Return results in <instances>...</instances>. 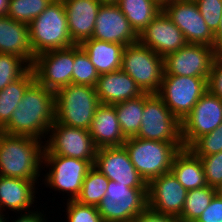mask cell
<instances>
[{
	"label": "cell",
	"mask_w": 222,
	"mask_h": 222,
	"mask_svg": "<svg viewBox=\"0 0 222 222\" xmlns=\"http://www.w3.org/2000/svg\"><path fill=\"white\" fill-rule=\"evenodd\" d=\"M55 121V92L36 80L26 89L9 122L0 130L6 134L46 138Z\"/></svg>",
	"instance_id": "obj_1"
},
{
	"label": "cell",
	"mask_w": 222,
	"mask_h": 222,
	"mask_svg": "<svg viewBox=\"0 0 222 222\" xmlns=\"http://www.w3.org/2000/svg\"><path fill=\"white\" fill-rule=\"evenodd\" d=\"M44 141L0 131V176L41 181Z\"/></svg>",
	"instance_id": "obj_2"
},
{
	"label": "cell",
	"mask_w": 222,
	"mask_h": 222,
	"mask_svg": "<svg viewBox=\"0 0 222 222\" xmlns=\"http://www.w3.org/2000/svg\"><path fill=\"white\" fill-rule=\"evenodd\" d=\"M30 44L37 55L74 46L68 29L66 10L62 0H53L29 24Z\"/></svg>",
	"instance_id": "obj_3"
},
{
	"label": "cell",
	"mask_w": 222,
	"mask_h": 222,
	"mask_svg": "<svg viewBox=\"0 0 222 222\" xmlns=\"http://www.w3.org/2000/svg\"><path fill=\"white\" fill-rule=\"evenodd\" d=\"M99 104L95 87L69 84L55 92V121L89 130Z\"/></svg>",
	"instance_id": "obj_4"
},
{
	"label": "cell",
	"mask_w": 222,
	"mask_h": 222,
	"mask_svg": "<svg viewBox=\"0 0 222 222\" xmlns=\"http://www.w3.org/2000/svg\"><path fill=\"white\" fill-rule=\"evenodd\" d=\"M123 146L139 175L148 184L152 179L170 172L179 149L171 142L129 137Z\"/></svg>",
	"instance_id": "obj_5"
},
{
	"label": "cell",
	"mask_w": 222,
	"mask_h": 222,
	"mask_svg": "<svg viewBox=\"0 0 222 222\" xmlns=\"http://www.w3.org/2000/svg\"><path fill=\"white\" fill-rule=\"evenodd\" d=\"M121 70L126 72L144 93L156 94L164 77V57L139 42L124 47Z\"/></svg>",
	"instance_id": "obj_6"
},
{
	"label": "cell",
	"mask_w": 222,
	"mask_h": 222,
	"mask_svg": "<svg viewBox=\"0 0 222 222\" xmlns=\"http://www.w3.org/2000/svg\"><path fill=\"white\" fill-rule=\"evenodd\" d=\"M95 160H81L77 158L43 155V168L49 171L43 175L42 182L55 191H62L69 196L67 201L76 200L81 193L82 184L93 167Z\"/></svg>",
	"instance_id": "obj_7"
},
{
	"label": "cell",
	"mask_w": 222,
	"mask_h": 222,
	"mask_svg": "<svg viewBox=\"0 0 222 222\" xmlns=\"http://www.w3.org/2000/svg\"><path fill=\"white\" fill-rule=\"evenodd\" d=\"M147 206V188H130L109 180L106 194L97 208L103 222H131Z\"/></svg>",
	"instance_id": "obj_8"
},
{
	"label": "cell",
	"mask_w": 222,
	"mask_h": 222,
	"mask_svg": "<svg viewBox=\"0 0 222 222\" xmlns=\"http://www.w3.org/2000/svg\"><path fill=\"white\" fill-rule=\"evenodd\" d=\"M141 118V128L135 137L171 142L179 150L184 148L181 138V122L157 94H152L145 101Z\"/></svg>",
	"instance_id": "obj_9"
},
{
	"label": "cell",
	"mask_w": 222,
	"mask_h": 222,
	"mask_svg": "<svg viewBox=\"0 0 222 222\" xmlns=\"http://www.w3.org/2000/svg\"><path fill=\"white\" fill-rule=\"evenodd\" d=\"M207 91L205 78L164 75L161 87L156 94L173 115L182 122Z\"/></svg>",
	"instance_id": "obj_10"
},
{
	"label": "cell",
	"mask_w": 222,
	"mask_h": 222,
	"mask_svg": "<svg viewBox=\"0 0 222 222\" xmlns=\"http://www.w3.org/2000/svg\"><path fill=\"white\" fill-rule=\"evenodd\" d=\"M47 138L43 155H59L81 160L96 159L98 148L87 129L70 127L54 121Z\"/></svg>",
	"instance_id": "obj_11"
},
{
	"label": "cell",
	"mask_w": 222,
	"mask_h": 222,
	"mask_svg": "<svg viewBox=\"0 0 222 222\" xmlns=\"http://www.w3.org/2000/svg\"><path fill=\"white\" fill-rule=\"evenodd\" d=\"M74 60L75 45L37 55L31 66L35 80L53 92L72 84Z\"/></svg>",
	"instance_id": "obj_12"
},
{
	"label": "cell",
	"mask_w": 222,
	"mask_h": 222,
	"mask_svg": "<svg viewBox=\"0 0 222 222\" xmlns=\"http://www.w3.org/2000/svg\"><path fill=\"white\" fill-rule=\"evenodd\" d=\"M162 11L182 31L187 43L214 47L215 34L206 25L194 0H172Z\"/></svg>",
	"instance_id": "obj_13"
},
{
	"label": "cell",
	"mask_w": 222,
	"mask_h": 222,
	"mask_svg": "<svg viewBox=\"0 0 222 222\" xmlns=\"http://www.w3.org/2000/svg\"><path fill=\"white\" fill-rule=\"evenodd\" d=\"M216 55L214 47L187 43L164 57V75L201 77L208 81Z\"/></svg>",
	"instance_id": "obj_14"
},
{
	"label": "cell",
	"mask_w": 222,
	"mask_h": 222,
	"mask_svg": "<svg viewBox=\"0 0 222 222\" xmlns=\"http://www.w3.org/2000/svg\"><path fill=\"white\" fill-rule=\"evenodd\" d=\"M222 123V99L207 91L181 122V138L188 148L197 138L214 131Z\"/></svg>",
	"instance_id": "obj_15"
},
{
	"label": "cell",
	"mask_w": 222,
	"mask_h": 222,
	"mask_svg": "<svg viewBox=\"0 0 222 222\" xmlns=\"http://www.w3.org/2000/svg\"><path fill=\"white\" fill-rule=\"evenodd\" d=\"M188 190L170 171L147 184L148 207L176 219L181 215Z\"/></svg>",
	"instance_id": "obj_16"
},
{
	"label": "cell",
	"mask_w": 222,
	"mask_h": 222,
	"mask_svg": "<svg viewBox=\"0 0 222 222\" xmlns=\"http://www.w3.org/2000/svg\"><path fill=\"white\" fill-rule=\"evenodd\" d=\"M93 166L109 180L130 188H147V183L132 164L124 146L99 148Z\"/></svg>",
	"instance_id": "obj_17"
},
{
	"label": "cell",
	"mask_w": 222,
	"mask_h": 222,
	"mask_svg": "<svg viewBox=\"0 0 222 222\" xmlns=\"http://www.w3.org/2000/svg\"><path fill=\"white\" fill-rule=\"evenodd\" d=\"M138 42L162 57L178 51L187 44L182 31L163 11L139 33Z\"/></svg>",
	"instance_id": "obj_18"
},
{
	"label": "cell",
	"mask_w": 222,
	"mask_h": 222,
	"mask_svg": "<svg viewBox=\"0 0 222 222\" xmlns=\"http://www.w3.org/2000/svg\"><path fill=\"white\" fill-rule=\"evenodd\" d=\"M92 38L124 46L138 42V35L117 4L101 5Z\"/></svg>",
	"instance_id": "obj_19"
},
{
	"label": "cell",
	"mask_w": 222,
	"mask_h": 222,
	"mask_svg": "<svg viewBox=\"0 0 222 222\" xmlns=\"http://www.w3.org/2000/svg\"><path fill=\"white\" fill-rule=\"evenodd\" d=\"M68 21L70 38L75 45L91 39L101 3L98 0H62Z\"/></svg>",
	"instance_id": "obj_20"
},
{
	"label": "cell",
	"mask_w": 222,
	"mask_h": 222,
	"mask_svg": "<svg viewBox=\"0 0 222 222\" xmlns=\"http://www.w3.org/2000/svg\"><path fill=\"white\" fill-rule=\"evenodd\" d=\"M95 89L99 102L111 105L134 99L144 94L136 82L121 69L101 74Z\"/></svg>",
	"instance_id": "obj_21"
},
{
	"label": "cell",
	"mask_w": 222,
	"mask_h": 222,
	"mask_svg": "<svg viewBox=\"0 0 222 222\" xmlns=\"http://www.w3.org/2000/svg\"><path fill=\"white\" fill-rule=\"evenodd\" d=\"M39 182L22 178L0 176V211L29 212L35 203L36 184Z\"/></svg>",
	"instance_id": "obj_22"
},
{
	"label": "cell",
	"mask_w": 222,
	"mask_h": 222,
	"mask_svg": "<svg viewBox=\"0 0 222 222\" xmlns=\"http://www.w3.org/2000/svg\"><path fill=\"white\" fill-rule=\"evenodd\" d=\"M89 133L96 147H120L127 139L120 128L115 106L100 103L95 111Z\"/></svg>",
	"instance_id": "obj_23"
},
{
	"label": "cell",
	"mask_w": 222,
	"mask_h": 222,
	"mask_svg": "<svg viewBox=\"0 0 222 222\" xmlns=\"http://www.w3.org/2000/svg\"><path fill=\"white\" fill-rule=\"evenodd\" d=\"M0 53L20 56L32 66L35 56L30 44L29 25L9 16L0 17Z\"/></svg>",
	"instance_id": "obj_24"
},
{
	"label": "cell",
	"mask_w": 222,
	"mask_h": 222,
	"mask_svg": "<svg viewBox=\"0 0 222 222\" xmlns=\"http://www.w3.org/2000/svg\"><path fill=\"white\" fill-rule=\"evenodd\" d=\"M80 46L89 56L99 75L121 69L124 45L91 38L83 41Z\"/></svg>",
	"instance_id": "obj_25"
},
{
	"label": "cell",
	"mask_w": 222,
	"mask_h": 222,
	"mask_svg": "<svg viewBox=\"0 0 222 222\" xmlns=\"http://www.w3.org/2000/svg\"><path fill=\"white\" fill-rule=\"evenodd\" d=\"M170 171L188 191L207 186L201 159L189 148L176 153Z\"/></svg>",
	"instance_id": "obj_26"
},
{
	"label": "cell",
	"mask_w": 222,
	"mask_h": 222,
	"mask_svg": "<svg viewBox=\"0 0 222 222\" xmlns=\"http://www.w3.org/2000/svg\"><path fill=\"white\" fill-rule=\"evenodd\" d=\"M117 5L137 35L162 11L153 0H119Z\"/></svg>",
	"instance_id": "obj_27"
},
{
	"label": "cell",
	"mask_w": 222,
	"mask_h": 222,
	"mask_svg": "<svg viewBox=\"0 0 222 222\" xmlns=\"http://www.w3.org/2000/svg\"><path fill=\"white\" fill-rule=\"evenodd\" d=\"M34 81L35 74L30 68L22 77L0 91V130L9 122L24 92Z\"/></svg>",
	"instance_id": "obj_28"
},
{
	"label": "cell",
	"mask_w": 222,
	"mask_h": 222,
	"mask_svg": "<svg viewBox=\"0 0 222 222\" xmlns=\"http://www.w3.org/2000/svg\"><path fill=\"white\" fill-rule=\"evenodd\" d=\"M151 95V93H144L137 98L114 104L121 131L126 138L138 134L144 103Z\"/></svg>",
	"instance_id": "obj_29"
},
{
	"label": "cell",
	"mask_w": 222,
	"mask_h": 222,
	"mask_svg": "<svg viewBox=\"0 0 222 222\" xmlns=\"http://www.w3.org/2000/svg\"><path fill=\"white\" fill-rule=\"evenodd\" d=\"M215 195V188L209 185L189 190L182 213L177 219L183 222H196Z\"/></svg>",
	"instance_id": "obj_30"
},
{
	"label": "cell",
	"mask_w": 222,
	"mask_h": 222,
	"mask_svg": "<svg viewBox=\"0 0 222 222\" xmlns=\"http://www.w3.org/2000/svg\"><path fill=\"white\" fill-rule=\"evenodd\" d=\"M108 182L109 179L93 166L88 171L76 200L81 204L97 207L106 194Z\"/></svg>",
	"instance_id": "obj_31"
},
{
	"label": "cell",
	"mask_w": 222,
	"mask_h": 222,
	"mask_svg": "<svg viewBox=\"0 0 222 222\" xmlns=\"http://www.w3.org/2000/svg\"><path fill=\"white\" fill-rule=\"evenodd\" d=\"M53 0H10L7 16L29 25Z\"/></svg>",
	"instance_id": "obj_32"
},
{
	"label": "cell",
	"mask_w": 222,
	"mask_h": 222,
	"mask_svg": "<svg viewBox=\"0 0 222 222\" xmlns=\"http://www.w3.org/2000/svg\"><path fill=\"white\" fill-rule=\"evenodd\" d=\"M99 76L87 53L80 45H75L72 83L95 87Z\"/></svg>",
	"instance_id": "obj_33"
},
{
	"label": "cell",
	"mask_w": 222,
	"mask_h": 222,
	"mask_svg": "<svg viewBox=\"0 0 222 222\" xmlns=\"http://www.w3.org/2000/svg\"><path fill=\"white\" fill-rule=\"evenodd\" d=\"M30 68L20 56L0 53V91L22 77Z\"/></svg>",
	"instance_id": "obj_34"
},
{
	"label": "cell",
	"mask_w": 222,
	"mask_h": 222,
	"mask_svg": "<svg viewBox=\"0 0 222 222\" xmlns=\"http://www.w3.org/2000/svg\"><path fill=\"white\" fill-rule=\"evenodd\" d=\"M196 156L213 155L222 151V123L212 132L197 138L188 147Z\"/></svg>",
	"instance_id": "obj_35"
},
{
	"label": "cell",
	"mask_w": 222,
	"mask_h": 222,
	"mask_svg": "<svg viewBox=\"0 0 222 222\" xmlns=\"http://www.w3.org/2000/svg\"><path fill=\"white\" fill-rule=\"evenodd\" d=\"M67 222H103L96 206L84 205L77 200L66 201Z\"/></svg>",
	"instance_id": "obj_36"
},
{
	"label": "cell",
	"mask_w": 222,
	"mask_h": 222,
	"mask_svg": "<svg viewBox=\"0 0 222 222\" xmlns=\"http://www.w3.org/2000/svg\"><path fill=\"white\" fill-rule=\"evenodd\" d=\"M206 25L215 34L222 18V0H194Z\"/></svg>",
	"instance_id": "obj_37"
},
{
	"label": "cell",
	"mask_w": 222,
	"mask_h": 222,
	"mask_svg": "<svg viewBox=\"0 0 222 222\" xmlns=\"http://www.w3.org/2000/svg\"><path fill=\"white\" fill-rule=\"evenodd\" d=\"M198 157L203 165L207 185L215 188L222 181V151Z\"/></svg>",
	"instance_id": "obj_38"
},
{
	"label": "cell",
	"mask_w": 222,
	"mask_h": 222,
	"mask_svg": "<svg viewBox=\"0 0 222 222\" xmlns=\"http://www.w3.org/2000/svg\"><path fill=\"white\" fill-rule=\"evenodd\" d=\"M208 91L222 99V54L214 58L207 81Z\"/></svg>",
	"instance_id": "obj_39"
},
{
	"label": "cell",
	"mask_w": 222,
	"mask_h": 222,
	"mask_svg": "<svg viewBox=\"0 0 222 222\" xmlns=\"http://www.w3.org/2000/svg\"><path fill=\"white\" fill-rule=\"evenodd\" d=\"M196 222H222V198L215 195Z\"/></svg>",
	"instance_id": "obj_40"
},
{
	"label": "cell",
	"mask_w": 222,
	"mask_h": 222,
	"mask_svg": "<svg viewBox=\"0 0 222 222\" xmlns=\"http://www.w3.org/2000/svg\"><path fill=\"white\" fill-rule=\"evenodd\" d=\"M176 218L163 213H158L148 206L137 214L131 222H173Z\"/></svg>",
	"instance_id": "obj_41"
},
{
	"label": "cell",
	"mask_w": 222,
	"mask_h": 222,
	"mask_svg": "<svg viewBox=\"0 0 222 222\" xmlns=\"http://www.w3.org/2000/svg\"><path fill=\"white\" fill-rule=\"evenodd\" d=\"M17 217L18 218L11 222H47V218L45 219L46 216H44V213L42 214V212L38 211V208L34 210L32 209V211L29 212L20 213V216ZM6 222H9V220L7 221V218Z\"/></svg>",
	"instance_id": "obj_42"
},
{
	"label": "cell",
	"mask_w": 222,
	"mask_h": 222,
	"mask_svg": "<svg viewBox=\"0 0 222 222\" xmlns=\"http://www.w3.org/2000/svg\"><path fill=\"white\" fill-rule=\"evenodd\" d=\"M214 48L217 54H222V18L218 30L215 33Z\"/></svg>",
	"instance_id": "obj_43"
},
{
	"label": "cell",
	"mask_w": 222,
	"mask_h": 222,
	"mask_svg": "<svg viewBox=\"0 0 222 222\" xmlns=\"http://www.w3.org/2000/svg\"><path fill=\"white\" fill-rule=\"evenodd\" d=\"M10 0H0V17L7 16Z\"/></svg>",
	"instance_id": "obj_44"
},
{
	"label": "cell",
	"mask_w": 222,
	"mask_h": 222,
	"mask_svg": "<svg viewBox=\"0 0 222 222\" xmlns=\"http://www.w3.org/2000/svg\"><path fill=\"white\" fill-rule=\"evenodd\" d=\"M216 195L222 198V181L215 187Z\"/></svg>",
	"instance_id": "obj_45"
},
{
	"label": "cell",
	"mask_w": 222,
	"mask_h": 222,
	"mask_svg": "<svg viewBox=\"0 0 222 222\" xmlns=\"http://www.w3.org/2000/svg\"><path fill=\"white\" fill-rule=\"evenodd\" d=\"M154 2H156L160 7H164L165 5H167L171 0H153Z\"/></svg>",
	"instance_id": "obj_46"
},
{
	"label": "cell",
	"mask_w": 222,
	"mask_h": 222,
	"mask_svg": "<svg viewBox=\"0 0 222 222\" xmlns=\"http://www.w3.org/2000/svg\"><path fill=\"white\" fill-rule=\"evenodd\" d=\"M101 4H117L119 0H98Z\"/></svg>",
	"instance_id": "obj_47"
},
{
	"label": "cell",
	"mask_w": 222,
	"mask_h": 222,
	"mask_svg": "<svg viewBox=\"0 0 222 222\" xmlns=\"http://www.w3.org/2000/svg\"><path fill=\"white\" fill-rule=\"evenodd\" d=\"M0 222H6V216L0 211Z\"/></svg>",
	"instance_id": "obj_48"
},
{
	"label": "cell",
	"mask_w": 222,
	"mask_h": 222,
	"mask_svg": "<svg viewBox=\"0 0 222 222\" xmlns=\"http://www.w3.org/2000/svg\"><path fill=\"white\" fill-rule=\"evenodd\" d=\"M173 222H183V221L175 219Z\"/></svg>",
	"instance_id": "obj_49"
}]
</instances>
